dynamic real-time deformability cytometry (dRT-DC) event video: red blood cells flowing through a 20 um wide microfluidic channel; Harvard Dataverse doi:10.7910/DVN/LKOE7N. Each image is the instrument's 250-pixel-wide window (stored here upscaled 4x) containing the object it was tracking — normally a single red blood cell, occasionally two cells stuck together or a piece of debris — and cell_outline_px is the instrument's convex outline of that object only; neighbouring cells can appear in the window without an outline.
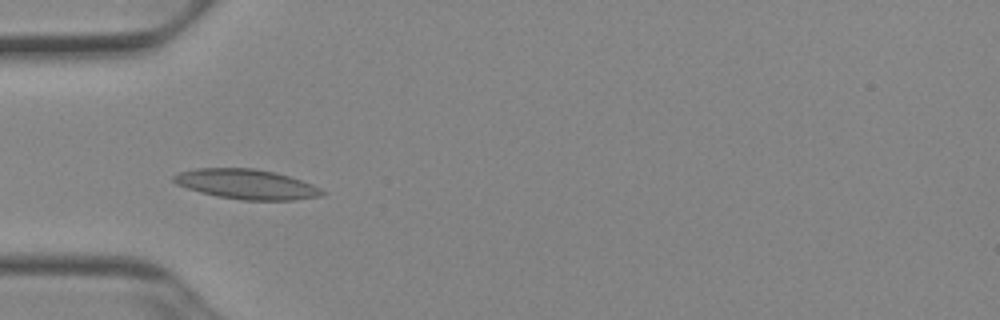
{"species": "Egyptian fruit bat (a non-hibernating species)", "species_latin": "Rousettus aegyptiacus", "temperature_condition": "cold", "stored_images_in_passage": 35, "camera_frame_rate_fps": 3000, "um_per_image_px": 0.085, "animal": {"sex": "female"}, "frame": {"image": 1, "passage_image": 3, "time_ms": 0.667, "image_size_px": [1000, 320], "cell_outline_px": [[328, 192], [324, 196], [296, 200], [240, 200], [216, 196], [200, 192], [176, 184], [172, 180], [172, 176], [180, 172], [196, 168], [252, 168], [272, 172], [288, 176], [312, 184]], "centroid_in_image_um": [20.97, 15.67], "position_along_channel_um": 64.0, "area_um2": 25.89}}
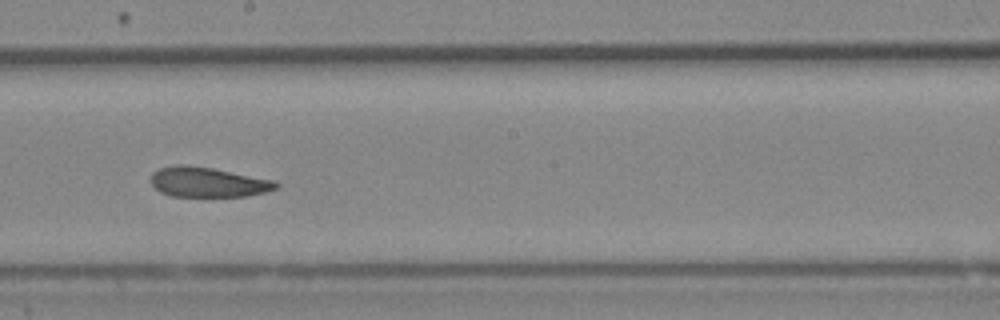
{"frame": {"image": 2, "passage_image": 16, "time_ms": 5.0, "image_size_px": [1000, 320], "cell_outline_px": [[280, 184], [276, 188], [264, 192], [248, 196], [172, 196], [160, 192], [152, 184], [152, 172], [160, 168], [176, 164], [188, 164], [212, 168], [276, 180]], "centroid_in_image_um": [17.68, 15.47], "position_along_channel_um": 230.5, "area_um2": 21.85}}
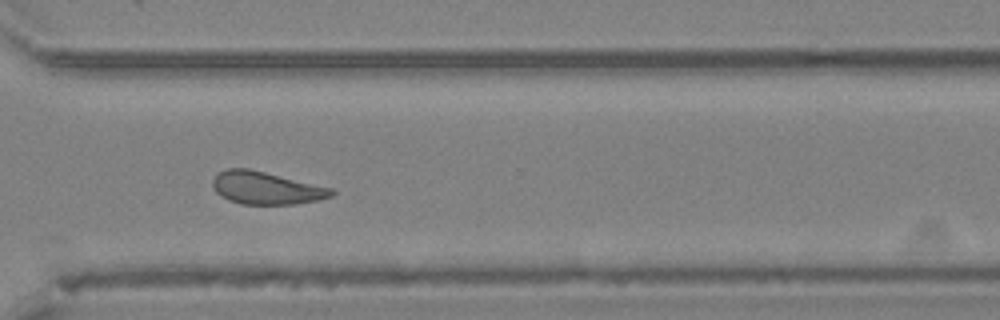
{"frame": {"image": 3, "passage_image": 25, "time_ms": 8.0, "image_size_px": [1000, 320], "cell_outline_px": [[336, 192], [332, 196], [316, 200], [296, 204], [240, 204], [228, 200], [220, 196], [216, 192], [212, 184], [212, 180], [216, 172], [224, 168], [248, 168], [332, 188]], "centroid_in_image_um": [22.56, 15.97], "position_along_channel_um": 348.0, "area_um2": 22.66}, "authors_computed_cell_mechanics": {"area_um2": 22.542, "velocity_mm_per_s": 3.8953, "shape_relaxation_time_tau1_ms": 9.6786, "shape_relaxation_time_tau2_ms": 4.5418, "deformation_change_tau1": 0.1636, "deformation_change_tau2": 0.1138}}